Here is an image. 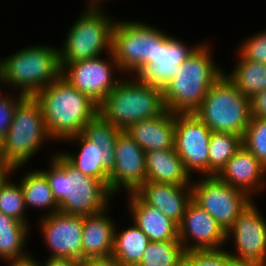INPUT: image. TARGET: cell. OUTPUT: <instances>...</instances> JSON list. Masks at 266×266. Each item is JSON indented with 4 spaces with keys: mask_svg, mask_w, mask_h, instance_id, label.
<instances>
[{
    "mask_svg": "<svg viewBox=\"0 0 266 266\" xmlns=\"http://www.w3.org/2000/svg\"><path fill=\"white\" fill-rule=\"evenodd\" d=\"M101 6H88L69 29L62 49L60 63H72L102 56L112 51L113 30L116 20ZM113 19V20H112Z\"/></svg>",
    "mask_w": 266,
    "mask_h": 266,
    "instance_id": "cell-9",
    "label": "cell"
},
{
    "mask_svg": "<svg viewBox=\"0 0 266 266\" xmlns=\"http://www.w3.org/2000/svg\"><path fill=\"white\" fill-rule=\"evenodd\" d=\"M216 176L226 184L244 191L250 198L266 188V168L243 145Z\"/></svg>",
    "mask_w": 266,
    "mask_h": 266,
    "instance_id": "cell-19",
    "label": "cell"
},
{
    "mask_svg": "<svg viewBox=\"0 0 266 266\" xmlns=\"http://www.w3.org/2000/svg\"><path fill=\"white\" fill-rule=\"evenodd\" d=\"M44 242L51 256L71 258L82 263L83 216L57 211L39 220Z\"/></svg>",
    "mask_w": 266,
    "mask_h": 266,
    "instance_id": "cell-15",
    "label": "cell"
},
{
    "mask_svg": "<svg viewBox=\"0 0 266 266\" xmlns=\"http://www.w3.org/2000/svg\"><path fill=\"white\" fill-rule=\"evenodd\" d=\"M21 167H13L8 163L1 162L0 163V189L5 184V182L11 178L12 173Z\"/></svg>",
    "mask_w": 266,
    "mask_h": 266,
    "instance_id": "cell-39",
    "label": "cell"
},
{
    "mask_svg": "<svg viewBox=\"0 0 266 266\" xmlns=\"http://www.w3.org/2000/svg\"><path fill=\"white\" fill-rule=\"evenodd\" d=\"M192 200L205 209L226 233L235 218L252 201L244 191L226 184L216 175L193 181Z\"/></svg>",
    "mask_w": 266,
    "mask_h": 266,
    "instance_id": "cell-11",
    "label": "cell"
},
{
    "mask_svg": "<svg viewBox=\"0 0 266 266\" xmlns=\"http://www.w3.org/2000/svg\"><path fill=\"white\" fill-rule=\"evenodd\" d=\"M133 77L128 80L122 77L99 104V114L122 131L136 122L155 118L167 110L161 89Z\"/></svg>",
    "mask_w": 266,
    "mask_h": 266,
    "instance_id": "cell-4",
    "label": "cell"
},
{
    "mask_svg": "<svg viewBox=\"0 0 266 266\" xmlns=\"http://www.w3.org/2000/svg\"><path fill=\"white\" fill-rule=\"evenodd\" d=\"M128 209L133 223L150 241L178 240V224L159 209L148 205L136 192L128 194Z\"/></svg>",
    "mask_w": 266,
    "mask_h": 266,
    "instance_id": "cell-22",
    "label": "cell"
},
{
    "mask_svg": "<svg viewBox=\"0 0 266 266\" xmlns=\"http://www.w3.org/2000/svg\"><path fill=\"white\" fill-rule=\"evenodd\" d=\"M242 146V138L233 133L212 132L209 141V175H217Z\"/></svg>",
    "mask_w": 266,
    "mask_h": 266,
    "instance_id": "cell-30",
    "label": "cell"
},
{
    "mask_svg": "<svg viewBox=\"0 0 266 266\" xmlns=\"http://www.w3.org/2000/svg\"><path fill=\"white\" fill-rule=\"evenodd\" d=\"M197 46L188 47L183 41L166 35L157 46L155 61L147 63L135 76L145 84L163 90Z\"/></svg>",
    "mask_w": 266,
    "mask_h": 266,
    "instance_id": "cell-18",
    "label": "cell"
},
{
    "mask_svg": "<svg viewBox=\"0 0 266 266\" xmlns=\"http://www.w3.org/2000/svg\"><path fill=\"white\" fill-rule=\"evenodd\" d=\"M107 211L108 209H105L97 214L83 216L82 262L113 253L116 224Z\"/></svg>",
    "mask_w": 266,
    "mask_h": 266,
    "instance_id": "cell-23",
    "label": "cell"
},
{
    "mask_svg": "<svg viewBox=\"0 0 266 266\" xmlns=\"http://www.w3.org/2000/svg\"><path fill=\"white\" fill-rule=\"evenodd\" d=\"M251 117L266 120V90L255 93L250 97Z\"/></svg>",
    "mask_w": 266,
    "mask_h": 266,
    "instance_id": "cell-36",
    "label": "cell"
},
{
    "mask_svg": "<svg viewBox=\"0 0 266 266\" xmlns=\"http://www.w3.org/2000/svg\"><path fill=\"white\" fill-rule=\"evenodd\" d=\"M146 182L145 151L122 131L115 143V163L109 174V190L114 196L120 189L136 192Z\"/></svg>",
    "mask_w": 266,
    "mask_h": 266,
    "instance_id": "cell-16",
    "label": "cell"
},
{
    "mask_svg": "<svg viewBox=\"0 0 266 266\" xmlns=\"http://www.w3.org/2000/svg\"><path fill=\"white\" fill-rule=\"evenodd\" d=\"M46 139L52 140L41 107L34 97L26 96L17 105L12 123L0 142L3 162L13 167H23Z\"/></svg>",
    "mask_w": 266,
    "mask_h": 266,
    "instance_id": "cell-8",
    "label": "cell"
},
{
    "mask_svg": "<svg viewBox=\"0 0 266 266\" xmlns=\"http://www.w3.org/2000/svg\"><path fill=\"white\" fill-rule=\"evenodd\" d=\"M237 54V58H240L231 74L224 71L227 78L248 98L266 90V64L247 60L240 53Z\"/></svg>",
    "mask_w": 266,
    "mask_h": 266,
    "instance_id": "cell-28",
    "label": "cell"
},
{
    "mask_svg": "<svg viewBox=\"0 0 266 266\" xmlns=\"http://www.w3.org/2000/svg\"><path fill=\"white\" fill-rule=\"evenodd\" d=\"M133 224V225H132ZM121 231H114V248L112 255L124 266H137L150 240L142 230L132 223Z\"/></svg>",
    "mask_w": 266,
    "mask_h": 266,
    "instance_id": "cell-25",
    "label": "cell"
},
{
    "mask_svg": "<svg viewBox=\"0 0 266 266\" xmlns=\"http://www.w3.org/2000/svg\"><path fill=\"white\" fill-rule=\"evenodd\" d=\"M259 211L252 200L235 218L226 242L233 238L237 252H227L242 262L266 266V220Z\"/></svg>",
    "mask_w": 266,
    "mask_h": 266,
    "instance_id": "cell-14",
    "label": "cell"
},
{
    "mask_svg": "<svg viewBox=\"0 0 266 266\" xmlns=\"http://www.w3.org/2000/svg\"><path fill=\"white\" fill-rule=\"evenodd\" d=\"M11 262V263H10ZM9 266H42L43 264L35 260L33 256L28 254L25 257L18 258L16 260L8 261Z\"/></svg>",
    "mask_w": 266,
    "mask_h": 266,
    "instance_id": "cell-40",
    "label": "cell"
},
{
    "mask_svg": "<svg viewBox=\"0 0 266 266\" xmlns=\"http://www.w3.org/2000/svg\"><path fill=\"white\" fill-rule=\"evenodd\" d=\"M49 170L40 171L47 178L59 211L88 216L109 207L113 195L98 179L84 175L75 168L60 151L51 156Z\"/></svg>",
    "mask_w": 266,
    "mask_h": 266,
    "instance_id": "cell-1",
    "label": "cell"
},
{
    "mask_svg": "<svg viewBox=\"0 0 266 266\" xmlns=\"http://www.w3.org/2000/svg\"><path fill=\"white\" fill-rule=\"evenodd\" d=\"M238 52L247 60L266 64V31L249 36Z\"/></svg>",
    "mask_w": 266,
    "mask_h": 266,
    "instance_id": "cell-33",
    "label": "cell"
},
{
    "mask_svg": "<svg viewBox=\"0 0 266 266\" xmlns=\"http://www.w3.org/2000/svg\"><path fill=\"white\" fill-rule=\"evenodd\" d=\"M185 253L179 240L150 241L137 266H184Z\"/></svg>",
    "mask_w": 266,
    "mask_h": 266,
    "instance_id": "cell-29",
    "label": "cell"
},
{
    "mask_svg": "<svg viewBox=\"0 0 266 266\" xmlns=\"http://www.w3.org/2000/svg\"><path fill=\"white\" fill-rule=\"evenodd\" d=\"M42 266H81V262L71 258L48 257Z\"/></svg>",
    "mask_w": 266,
    "mask_h": 266,
    "instance_id": "cell-38",
    "label": "cell"
},
{
    "mask_svg": "<svg viewBox=\"0 0 266 266\" xmlns=\"http://www.w3.org/2000/svg\"><path fill=\"white\" fill-rule=\"evenodd\" d=\"M109 60L98 56L72 63H60L61 76L81 93L100 104L122 78H114L113 71L121 72L113 52ZM115 68V69H114Z\"/></svg>",
    "mask_w": 266,
    "mask_h": 266,
    "instance_id": "cell-12",
    "label": "cell"
},
{
    "mask_svg": "<svg viewBox=\"0 0 266 266\" xmlns=\"http://www.w3.org/2000/svg\"><path fill=\"white\" fill-rule=\"evenodd\" d=\"M39 103L52 141H63L80 134L84 126L99 114V104L81 93L62 76L38 91Z\"/></svg>",
    "mask_w": 266,
    "mask_h": 266,
    "instance_id": "cell-2",
    "label": "cell"
},
{
    "mask_svg": "<svg viewBox=\"0 0 266 266\" xmlns=\"http://www.w3.org/2000/svg\"><path fill=\"white\" fill-rule=\"evenodd\" d=\"M223 266H257V265L242 262L236 258H233L228 254L227 250L223 249Z\"/></svg>",
    "mask_w": 266,
    "mask_h": 266,
    "instance_id": "cell-41",
    "label": "cell"
},
{
    "mask_svg": "<svg viewBox=\"0 0 266 266\" xmlns=\"http://www.w3.org/2000/svg\"><path fill=\"white\" fill-rule=\"evenodd\" d=\"M88 5L87 6H101V2L103 3V1H106V0H88Z\"/></svg>",
    "mask_w": 266,
    "mask_h": 266,
    "instance_id": "cell-42",
    "label": "cell"
},
{
    "mask_svg": "<svg viewBox=\"0 0 266 266\" xmlns=\"http://www.w3.org/2000/svg\"><path fill=\"white\" fill-rule=\"evenodd\" d=\"M136 193L148 205L156 207L177 224L181 222L188 204L192 201L191 185L146 181Z\"/></svg>",
    "mask_w": 266,
    "mask_h": 266,
    "instance_id": "cell-20",
    "label": "cell"
},
{
    "mask_svg": "<svg viewBox=\"0 0 266 266\" xmlns=\"http://www.w3.org/2000/svg\"><path fill=\"white\" fill-rule=\"evenodd\" d=\"M184 266H223V249L188 251L184 256Z\"/></svg>",
    "mask_w": 266,
    "mask_h": 266,
    "instance_id": "cell-35",
    "label": "cell"
},
{
    "mask_svg": "<svg viewBox=\"0 0 266 266\" xmlns=\"http://www.w3.org/2000/svg\"><path fill=\"white\" fill-rule=\"evenodd\" d=\"M176 113L168 109L161 115L132 124L125 132L143 151L174 148Z\"/></svg>",
    "mask_w": 266,
    "mask_h": 266,
    "instance_id": "cell-21",
    "label": "cell"
},
{
    "mask_svg": "<svg viewBox=\"0 0 266 266\" xmlns=\"http://www.w3.org/2000/svg\"><path fill=\"white\" fill-rule=\"evenodd\" d=\"M2 84L17 87L20 94L33 97L61 76L59 48L36 45L0 59Z\"/></svg>",
    "mask_w": 266,
    "mask_h": 266,
    "instance_id": "cell-6",
    "label": "cell"
},
{
    "mask_svg": "<svg viewBox=\"0 0 266 266\" xmlns=\"http://www.w3.org/2000/svg\"><path fill=\"white\" fill-rule=\"evenodd\" d=\"M146 181L175 185H191L192 176L185 169L175 149L145 152Z\"/></svg>",
    "mask_w": 266,
    "mask_h": 266,
    "instance_id": "cell-24",
    "label": "cell"
},
{
    "mask_svg": "<svg viewBox=\"0 0 266 266\" xmlns=\"http://www.w3.org/2000/svg\"><path fill=\"white\" fill-rule=\"evenodd\" d=\"M29 227L0 212V258L2 260L12 261L28 255L24 248L27 237L30 235Z\"/></svg>",
    "mask_w": 266,
    "mask_h": 266,
    "instance_id": "cell-26",
    "label": "cell"
},
{
    "mask_svg": "<svg viewBox=\"0 0 266 266\" xmlns=\"http://www.w3.org/2000/svg\"><path fill=\"white\" fill-rule=\"evenodd\" d=\"M212 131L194 113H176L174 149L185 169L209 175V141Z\"/></svg>",
    "mask_w": 266,
    "mask_h": 266,
    "instance_id": "cell-13",
    "label": "cell"
},
{
    "mask_svg": "<svg viewBox=\"0 0 266 266\" xmlns=\"http://www.w3.org/2000/svg\"><path fill=\"white\" fill-rule=\"evenodd\" d=\"M81 266H124L116 257L113 255L106 257H96L86 259L82 262Z\"/></svg>",
    "mask_w": 266,
    "mask_h": 266,
    "instance_id": "cell-37",
    "label": "cell"
},
{
    "mask_svg": "<svg viewBox=\"0 0 266 266\" xmlns=\"http://www.w3.org/2000/svg\"><path fill=\"white\" fill-rule=\"evenodd\" d=\"M3 162L2 156H1V143H0V163Z\"/></svg>",
    "mask_w": 266,
    "mask_h": 266,
    "instance_id": "cell-44",
    "label": "cell"
},
{
    "mask_svg": "<svg viewBox=\"0 0 266 266\" xmlns=\"http://www.w3.org/2000/svg\"><path fill=\"white\" fill-rule=\"evenodd\" d=\"M193 113L212 132L233 133L242 138L251 118L250 98L223 73Z\"/></svg>",
    "mask_w": 266,
    "mask_h": 266,
    "instance_id": "cell-7",
    "label": "cell"
},
{
    "mask_svg": "<svg viewBox=\"0 0 266 266\" xmlns=\"http://www.w3.org/2000/svg\"><path fill=\"white\" fill-rule=\"evenodd\" d=\"M25 210L21 185L20 183L14 184L9 178L0 189V212L29 225L27 217H25Z\"/></svg>",
    "mask_w": 266,
    "mask_h": 266,
    "instance_id": "cell-31",
    "label": "cell"
},
{
    "mask_svg": "<svg viewBox=\"0 0 266 266\" xmlns=\"http://www.w3.org/2000/svg\"><path fill=\"white\" fill-rule=\"evenodd\" d=\"M178 240L186 252L221 250L227 243L226 233L216 220L193 200L188 204L184 217L178 224Z\"/></svg>",
    "mask_w": 266,
    "mask_h": 266,
    "instance_id": "cell-17",
    "label": "cell"
},
{
    "mask_svg": "<svg viewBox=\"0 0 266 266\" xmlns=\"http://www.w3.org/2000/svg\"><path fill=\"white\" fill-rule=\"evenodd\" d=\"M23 94L13 97L12 95L0 94V142L4 139L13 120V114L17 105L25 98ZM15 98V99H14Z\"/></svg>",
    "mask_w": 266,
    "mask_h": 266,
    "instance_id": "cell-34",
    "label": "cell"
},
{
    "mask_svg": "<svg viewBox=\"0 0 266 266\" xmlns=\"http://www.w3.org/2000/svg\"><path fill=\"white\" fill-rule=\"evenodd\" d=\"M19 183L27 209L29 207L49 209V212L45 213L46 216L59 211V205L53 197L49 182L40 169L25 173Z\"/></svg>",
    "mask_w": 266,
    "mask_h": 266,
    "instance_id": "cell-27",
    "label": "cell"
},
{
    "mask_svg": "<svg viewBox=\"0 0 266 266\" xmlns=\"http://www.w3.org/2000/svg\"><path fill=\"white\" fill-rule=\"evenodd\" d=\"M212 49L198 46L180 65V70L162 90L166 109L173 113H193L224 70L213 62ZM217 65V66H216Z\"/></svg>",
    "mask_w": 266,
    "mask_h": 266,
    "instance_id": "cell-3",
    "label": "cell"
},
{
    "mask_svg": "<svg viewBox=\"0 0 266 266\" xmlns=\"http://www.w3.org/2000/svg\"><path fill=\"white\" fill-rule=\"evenodd\" d=\"M122 132L100 114L90 120L80 134L64 141L78 143L77 154L60 153L81 173L102 181L109 188V174L115 163V143Z\"/></svg>",
    "mask_w": 266,
    "mask_h": 266,
    "instance_id": "cell-5",
    "label": "cell"
},
{
    "mask_svg": "<svg viewBox=\"0 0 266 266\" xmlns=\"http://www.w3.org/2000/svg\"><path fill=\"white\" fill-rule=\"evenodd\" d=\"M0 84L2 85V72H1V69H0ZM1 94V92H0Z\"/></svg>",
    "mask_w": 266,
    "mask_h": 266,
    "instance_id": "cell-43",
    "label": "cell"
},
{
    "mask_svg": "<svg viewBox=\"0 0 266 266\" xmlns=\"http://www.w3.org/2000/svg\"><path fill=\"white\" fill-rule=\"evenodd\" d=\"M242 145L266 168V120L251 117L242 137Z\"/></svg>",
    "mask_w": 266,
    "mask_h": 266,
    "instance_id": "cell-32",
    "label": "cell"
},
{
    "mask_svg": "<svg viewBox=\"0 0 266 266\" xmlns=\"http://www.w3.org/2000/svg\"><path fill=\"white\" fill-rule=\"evenodd\" d=\"M166 35L161 29L144 22L117 20L113 30L112 52L121 73L136 75L147 63H153L157 46Z\"/></svg>",
    "mask_w": 266,
    "mask_h": 266,
    "instance_id": "cell-10",
    "label": "cell"
}]
</instances>
